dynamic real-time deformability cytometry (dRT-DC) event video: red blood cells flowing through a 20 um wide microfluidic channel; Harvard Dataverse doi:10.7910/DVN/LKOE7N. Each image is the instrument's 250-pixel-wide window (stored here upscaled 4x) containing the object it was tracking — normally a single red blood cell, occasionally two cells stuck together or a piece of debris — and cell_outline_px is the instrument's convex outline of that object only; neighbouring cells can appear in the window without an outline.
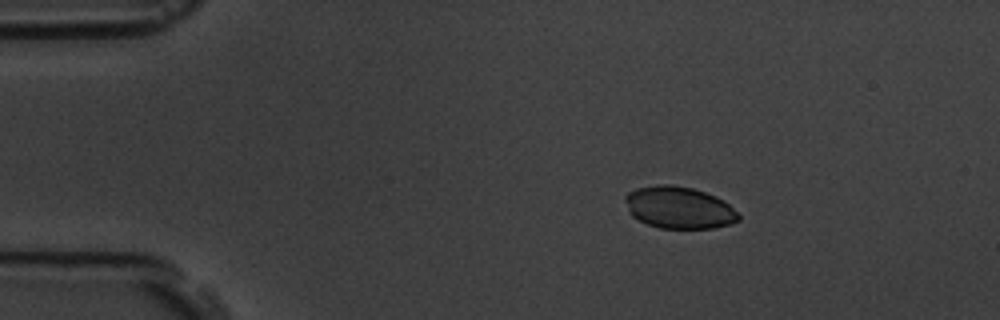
{"species": "common noctule bat (a hibernating species)", "species_latin": "Nyctalus noctula", "temperature_condition": "room temperature", "stored_images_in_passage": 4, "camera_frame_rate_fps": 3000, "um_per_image_px": 0.085, "animal": {"sex": "male", "body_mass_g": 19.5, "forearm_length_mm": 54.6}, "frame": {"image": 1, "passage_image": 2, "time_ms": 1.333, "image_size_px": [1000, 320], "cell_outline_px": [[740, 220], [732, 224], [712, 228], [660, 228], [648, 224], [632, 216], [628, 212], [624, 200], [624, 196], [628, 192], [636, 188], [656, 184], [672, 184], [692, 188], [716, 196], [724, 200], [740, 216]], "centroid_in_image_um": [57.69, 17.64], "position_along_channel_um": 27.3, "area_um2": 27.92}}